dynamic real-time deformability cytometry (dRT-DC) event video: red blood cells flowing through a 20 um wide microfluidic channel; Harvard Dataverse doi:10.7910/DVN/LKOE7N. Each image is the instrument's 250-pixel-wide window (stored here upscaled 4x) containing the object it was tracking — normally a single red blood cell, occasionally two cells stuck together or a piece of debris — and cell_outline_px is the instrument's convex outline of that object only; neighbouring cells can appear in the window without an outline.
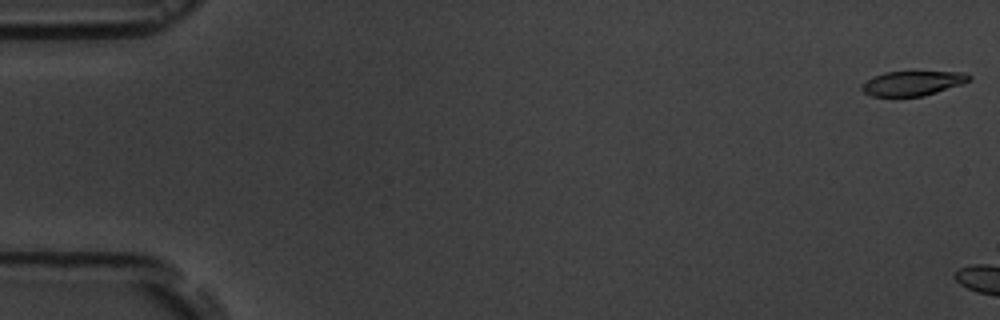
{"species": "common noctule bat (a hibernating species)", "species_latin": "Nyctalus noctula", "temperature_condition": "room temperature", "stored_images_in_passage": 2, "camera_frame_rate_fps": 3000, "um_per_image_px": 0.085, "animal": {"sex": "male", "body_mass_g": 19.5, "forearm_length_mm": 54.6}, "frame": {"image": 1, "passage_image": 1, "time_ms": 0.0, "image_size_px": [1000, 320], "cell_outline_px": [[972, 80], [964, 84], [924, 96], [872, 96], [864, 92], [860, 88], [860, 84], [872, 76], [884, 72], [964, 72], [972, 76]], "centroid_in_image_um": [77.58, 7.07], "position_along_channel_um": 7.4, "area_um2": 15.61}}